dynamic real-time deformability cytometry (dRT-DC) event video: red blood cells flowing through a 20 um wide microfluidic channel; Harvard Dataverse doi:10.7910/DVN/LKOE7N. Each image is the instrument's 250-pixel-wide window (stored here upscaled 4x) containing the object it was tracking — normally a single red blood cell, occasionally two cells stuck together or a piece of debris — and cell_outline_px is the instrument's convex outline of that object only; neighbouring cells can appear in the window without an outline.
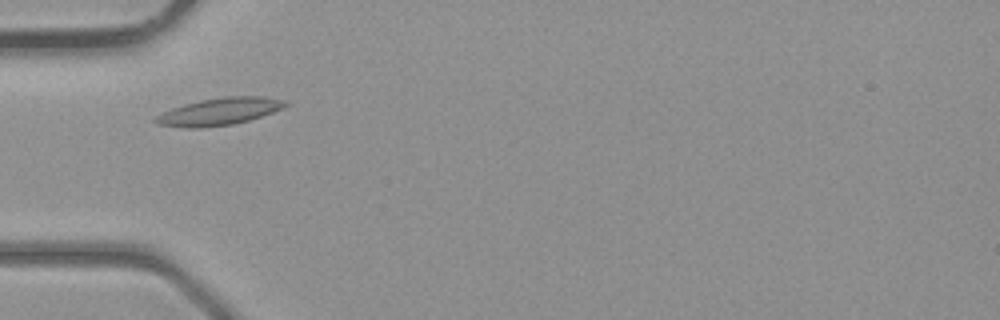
{"species": "common noctule bat (a hibernating species)", "species_latin": "Nyctalus noctula", "temperature_condition": "room temperature", "stored_images_in_passage": 35, "camera_frame_rate_fps": 3000, "um_per_image_px": 0.085, "animal": {"sex": "male", "body_mass_g": 23.1, "forearm_length_mm": 52.7}, "frame": {"image": 1, "passage_image": 7, "time_ms": 2.0, "image_size_px": [1000, 320], "cell_outline_px": [[292, 104], [284, 108], [248, 120], [232, 124], [200, 128], [188, 128], [156, 124], [152, 120], [156, 116], [172, 108], [184, 104], [200, 100], [224, 96], [264, 96], [288, 100]], "centroid_in_image_um": [18.69, 9.46], "position_along_channel_um": 66.3, "area_um2": 20.75}}
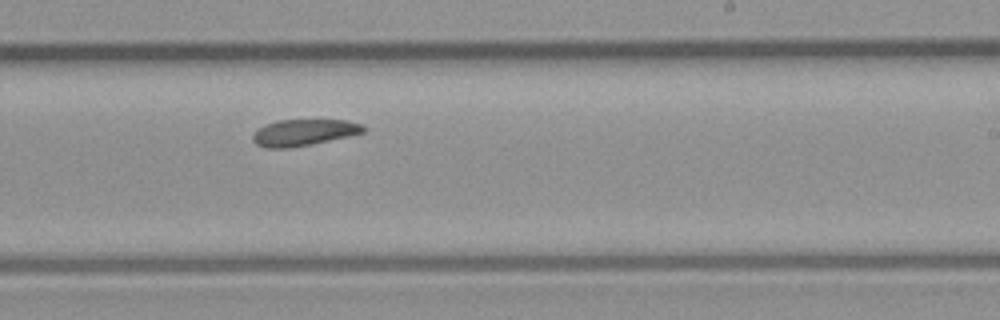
{"frame": {"image": 2, "passage_image": 19, "time_ms": 6.0, "image_size_px": [1000, 320], "cell_outline_px": [[364, 132], [348, 136], [312, 144], [288, 148], [268, 148], [256, 144], [252, 140], [252, 136], [264, 124], [276, 120], [344, 120], [360, 124], [364, 128]], "centroid_in_image_um": [25.78, 11.26], "position_along_channel_um": 263.2, "area_um2": 16.82}}
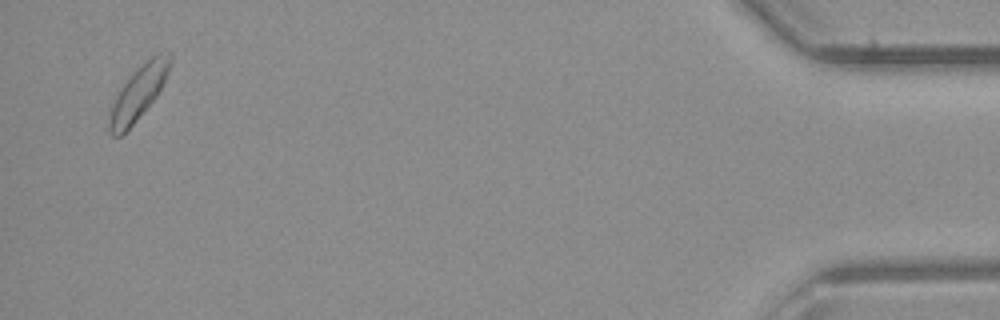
{"frame": {"image": 3, "passage_image": 34, "time_ms": 11.0, "image_size_px": [1000, 320], "cell_outline_px": [[172, 64], [156, 96], [132, 124], [120, 136], [112, 136], [108, 128], [108, 120], [112, 104], [120, 88], [132, 72], [144, 60], [160, 52], [172, 52]], "centroid_in_image_um": [11.77, 7.82], "position_along_channel_um": 423.4, "area_um2": 18.84}}